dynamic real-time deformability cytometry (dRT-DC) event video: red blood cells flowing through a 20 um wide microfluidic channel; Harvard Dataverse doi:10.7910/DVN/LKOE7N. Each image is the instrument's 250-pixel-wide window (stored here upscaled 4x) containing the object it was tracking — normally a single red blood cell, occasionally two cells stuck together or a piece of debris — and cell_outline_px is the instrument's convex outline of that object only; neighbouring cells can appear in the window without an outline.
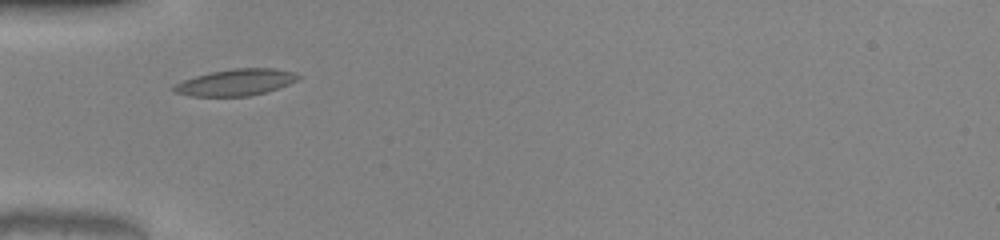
{"species": "common noctule bat (a hibernating species)", "species_latin": "Nyctalus noctula", "temperature_condition": "warm", "stored_images_in_passage": 33, "camera_frame_rate_fps": 3000, "um_per_image_px": 0.085, "animal": {"sex": "male", "body_mass_g": 20.0, "forearm_length_mm": 53.3}, "frame": {"image": 1, "passage_image": 1, "time_ms": 0.0, "image_size_px": [1000, 240], "cell_outline_px": [[300, 76], [296, 80], [288, 84], [264, 92], [248, 96], [192, 96], [172, 92], [172, 88], [176, 84], [184, 80], [196, 76], [212, 72], [232, 68], [272, 68], [296, 72]], "centroid_in_image_um": [20.03, 6.99], "position_along_channel_um": 65.0, "area_um2": 18.96}}
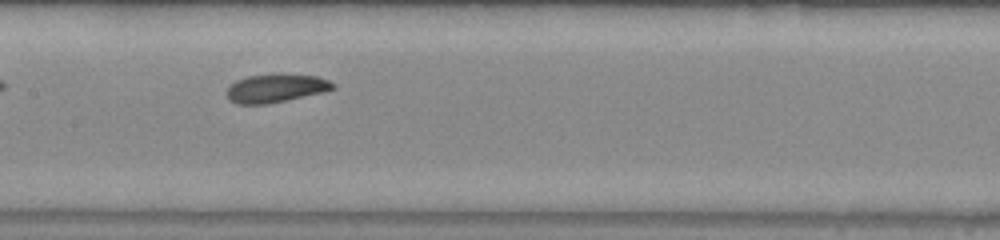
{"frame": {"image": 2, "passage_image": 10, "time_ms": 3.0, "image_size_px": [1000, 240], "cell_outline_px": [[336, 88], [324, 92], [264, 104], [236, 104], [228, 100], [228, 88], [236, 80], [248, 76], [280, 72], [316, 76], [328, 80], [336, 84]], "centroid_in_image_um": [23.47, 7.47], "position_along_channel_um": 183.9, "area_um2": 17.74}, "authors_computed_cell_mechanics": {"area_um2": 17.6868, "velocity_mm_per_s": 4.0321, "shape_relaxation_time_tau1_ms": 7.4085, "shape_relaxation_time_tau2_ms": 4.0636, "deformation_change_tau1": 0.1614, "deformation_change_tau2": 0.1084}}